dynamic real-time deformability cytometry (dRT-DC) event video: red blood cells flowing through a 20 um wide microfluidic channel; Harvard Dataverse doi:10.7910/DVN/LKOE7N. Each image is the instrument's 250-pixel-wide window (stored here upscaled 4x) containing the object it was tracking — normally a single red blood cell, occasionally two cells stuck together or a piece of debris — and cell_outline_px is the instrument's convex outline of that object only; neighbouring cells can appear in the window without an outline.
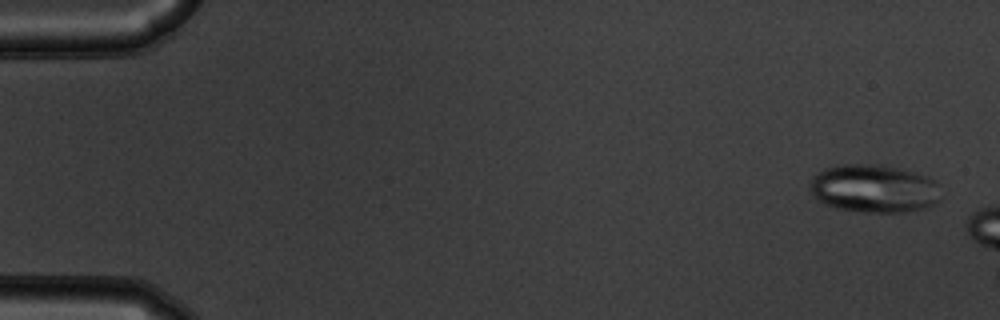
{"species": "common noctule bat (a hibernating species)", "species_latin": "Nyctalus noctula", "temperature_condition": "warm", "stored_images_in_passage": 10, "camera_frame_rate_fps": 3000, "um_per_image_px": 0.085, "animal": {"sex": "male", "body_mass_g": 19.5, "forearm_length_mm": 54.6}, "frame": {"image": 1, "passage_image": 2, "time_ms": 0.333, "image_size_px": [1000, 320], "cell_outline_px": [[940, 200], [928, 208], [904, 212], [864, 212], [836, 208], [824, 204], [808, 188], [812, 176], [824, 168], [836, 164], [884, 164], [928, 176], [936, 180]], "centroid_in_image_um": [74.28, 16.01], "position_along_channel_um": 10.7, "area_um2": 37.11}}